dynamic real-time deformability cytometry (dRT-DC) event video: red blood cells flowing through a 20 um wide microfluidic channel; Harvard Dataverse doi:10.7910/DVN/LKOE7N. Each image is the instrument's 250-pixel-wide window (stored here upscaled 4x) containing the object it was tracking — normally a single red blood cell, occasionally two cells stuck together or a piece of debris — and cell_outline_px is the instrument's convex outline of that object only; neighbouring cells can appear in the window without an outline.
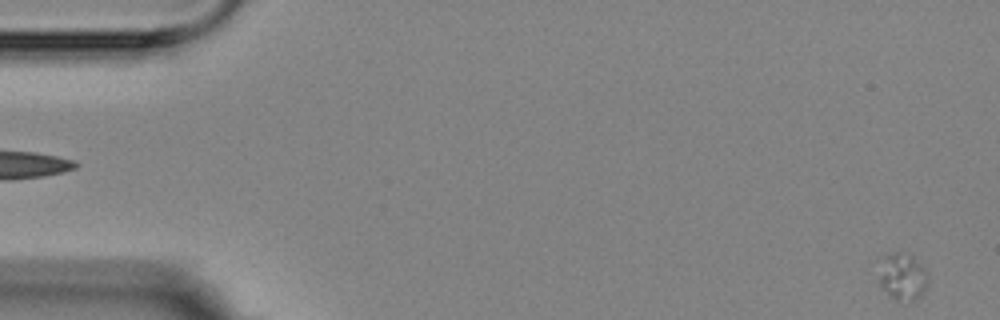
{"species": "Egyptian fruit bat (a non-hibernating species)", "species_latin": "Rousettus aegyptiacus", "temperature_condition": "room temperature", "stored_images_in_passage": 5, "segment_of_instrument_passage": [2, 2], "camera_frame_rate_fps": 3000, "um_per_image_px": 0.085, "animal": {"sex": "female"}, "frame": {"image": 1, "passage_image": 5, "time_ms": 4.333, "image_size_px": [1000, 320], "cell_outline_px": [[924, 292], [912, 304], [908, 304], [896, 300], [888, 296], [880, 284], [880, 276], [888, 256], [892, 252], [900, 252], [920, 264], [924, 272]], "centroid_in_image_um": [76.71, 23.66], "position_along_channel_um": 8.3, "area_um2": 12.48}}